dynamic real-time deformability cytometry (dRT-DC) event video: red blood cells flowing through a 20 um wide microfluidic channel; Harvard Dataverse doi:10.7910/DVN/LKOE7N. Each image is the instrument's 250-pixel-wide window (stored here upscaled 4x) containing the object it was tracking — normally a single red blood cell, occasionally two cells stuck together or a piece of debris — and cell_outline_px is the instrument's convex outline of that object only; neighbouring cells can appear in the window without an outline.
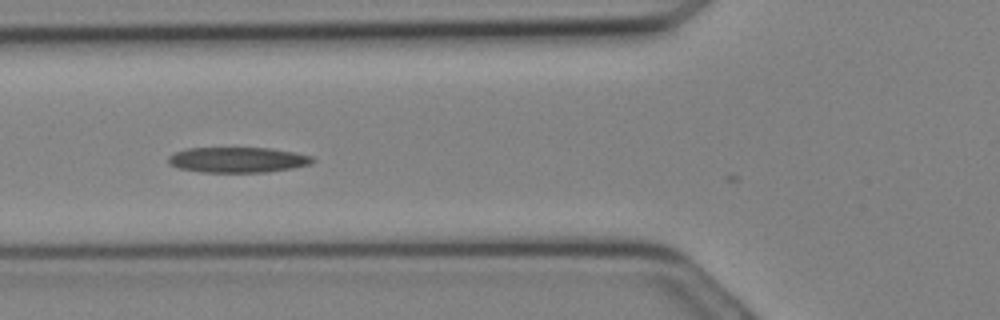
{"species": "Egyptian fruit bat (a non-hibernating species)", "species_latin": "Rousettus aegyptiacus", "temperature_condition": "cold", "stored_images_in_passage": 6, "camera_frame_rate_fps": 3000, "um_per_image_px": 0.085, "animal": {"sex": "female"}, "frame": {"image": 1, "passage_image": 4, "time_ms": 1.0, "image_size_px": [1000, 320], "cell_outline_px": [[316, 160], [312, 164], [292, 168], [264, 172], [200, 172], [180, 168], [168, 164], [168, 156], [172, 152], [184, 148], [272, 148], [296, 152], [312, 156]], "centroid_in_image_um": [20.2, 13.57], "position_along_channel_um": 105.6, "area_um2": 21.62}}